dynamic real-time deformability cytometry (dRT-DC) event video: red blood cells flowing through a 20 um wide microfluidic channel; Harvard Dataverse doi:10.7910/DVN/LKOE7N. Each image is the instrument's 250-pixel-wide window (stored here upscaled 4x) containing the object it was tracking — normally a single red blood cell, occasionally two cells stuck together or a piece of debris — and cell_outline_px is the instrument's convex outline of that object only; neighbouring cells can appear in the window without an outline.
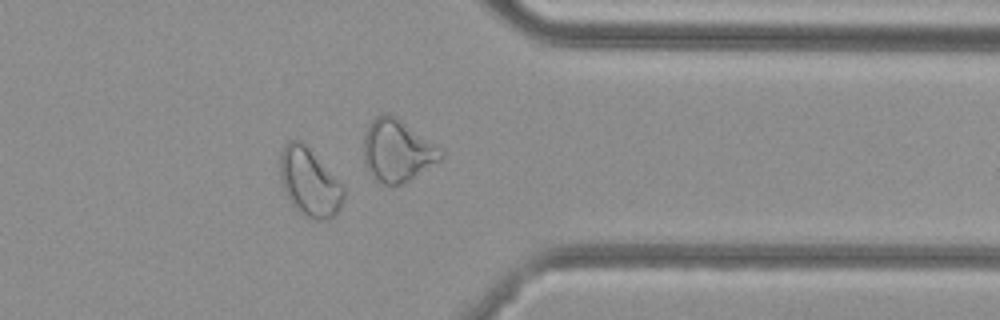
{"species": "common noctule bat (a hibernating species)", "species_latin": "Nyctalus noctula", "temperature_condition": "cold", "stored_images_in_passage": 45, "camera_frame_rate_fps": 3000, "um_per_image_px": 0.085, "animal": {"sex": "female", "body_mass_g": 29.2, "forearm_length_mm": 56.3}, "frame": {"image": 1, "passage_image": 39, "time_ms": 12.667, "image_size_px": [1000, 320], "cell_outline_px": [[344, 200], [340, 208], [328, 220], [308, 220], [292, 204], [284, 192], [280, 180], [280, 152], [284, 144], [288, 140], [300, 140], [344, 184]], "centroid_in_image_um": [26.3, 15.51], "position_along_channel_um": 385.1, "area_um2": 25.55}}